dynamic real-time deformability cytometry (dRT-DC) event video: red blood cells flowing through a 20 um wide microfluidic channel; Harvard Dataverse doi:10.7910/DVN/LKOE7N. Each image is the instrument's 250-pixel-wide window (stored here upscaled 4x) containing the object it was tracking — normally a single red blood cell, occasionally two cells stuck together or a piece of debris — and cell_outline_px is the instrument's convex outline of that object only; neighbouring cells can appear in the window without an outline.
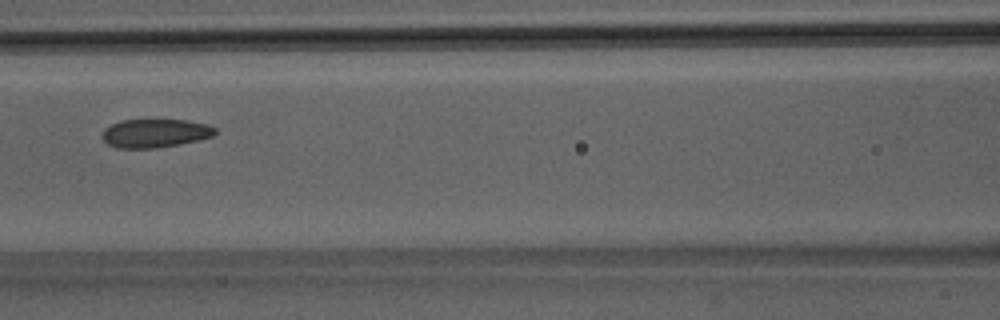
{"species": "Egyptian fruit bat (a non-hibernating species)", "species_latin": "Rousettus aegyptiacus", "temperature_condition": "room temperature", "stored_images_in_passage": 48, "camera_frame_rate_fps": 3000, "um_per_image_px": 0.085, "animal": {"sex": "male"}, "frame": {"image": 1, "passage_image": 20, "time_ms": 6.333, "image_size_px": [1000, 320], "cell_outline_px": [[216, 132], [212, 136], [200, 140], [180, 144], [152, 148], [116, 148], [108, 144], [104, 140], [104, 128], [120, 120], [188, 120], [208, 124], [216, 128]], "centroid_in_image_um": [13.21, 11.32], "position_along_channel_um": 153.4, "area_um2": 18.73}}
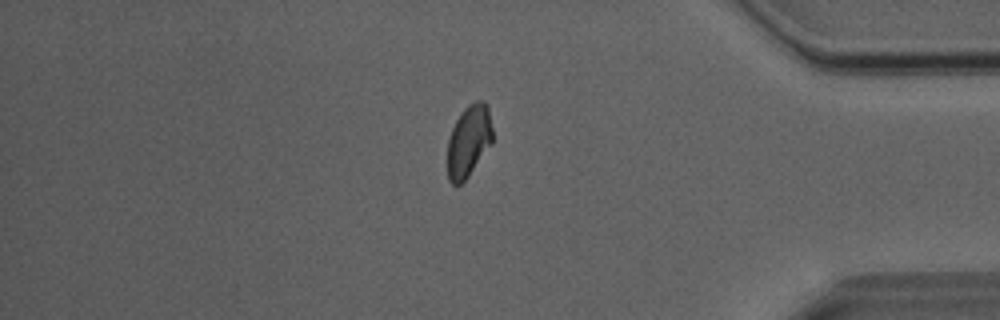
{"frame": {"image": 2, "passage_image": 40, "time_ms": 13.0, "image_size_px": [1000, 320], "cell_outline_px": [[492, 144], [468, 176], [460, 184], [452, 184], [448, 180], [448, 140], [452, 128], [460, 112], [472, 100], [484, 100], [488, 104], [492, 128]], "centroid_in_image_um": [39.86, 11.93], "position_along_channel_um": 395.3, "area_um2": 19.07}}
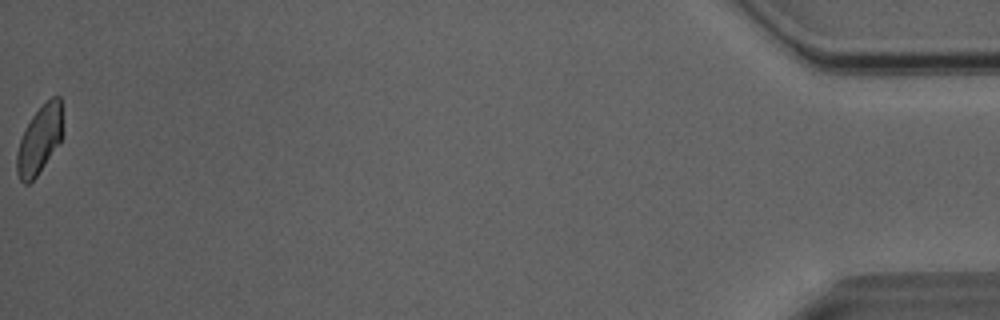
{"frame": {"image": 3, "passage_image": 48, "time_ms": 15.667, "image_size_px": [1000, 320], "cell_outline_px": [[64, 132], [60, 140], [36, 176], [28, 184], [24, 184], [20, 180], [16, 172], [16, 156], [20, 140], [32, 116], [52, 96], [60, 96]], "centroid_in_image_um": [3.37, 11.87], "position_along_channel_um": 431.8, "area_um2": 17.86}, "authors_computed_cell_mechanics": {"area_um2": 19.7965, "velocity_mm_per_s": 4.0551, "shape_relaxation_time_tau1_ms": 4.3504, "shape_relaxation_time_tau2_ms": 1.7675, "deformation_change_tau1": 0.0892, "deformation_change_tau2": 0.0605}}